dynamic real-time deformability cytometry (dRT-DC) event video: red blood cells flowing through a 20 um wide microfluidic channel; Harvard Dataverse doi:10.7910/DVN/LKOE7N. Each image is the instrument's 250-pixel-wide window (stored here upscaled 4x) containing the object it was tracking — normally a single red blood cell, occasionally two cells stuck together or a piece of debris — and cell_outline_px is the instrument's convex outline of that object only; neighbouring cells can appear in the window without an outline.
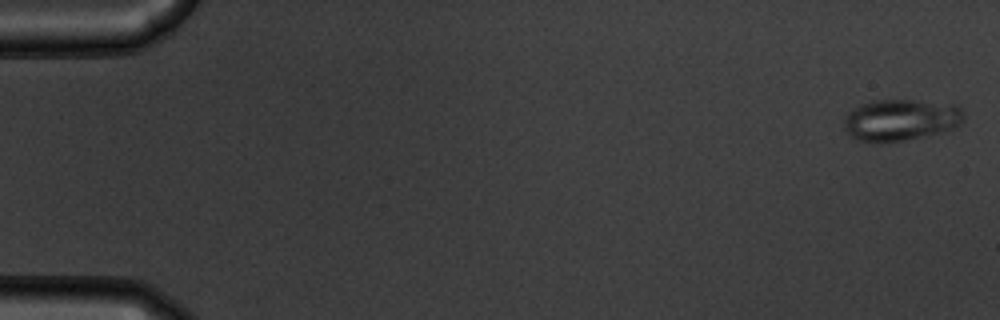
{"species": "common noctule bat (a hibernating species)", "species_latin": "Nyctalus noctula", "temperature_condition": "warm", "stored_images_in_passage": 55, "camera_frame_rate_fps": 3000, "um_per_image_px": 0.085, "animal": {"sex": "male", "body_mass_g": 19.5, "forearm_length_mm": 54.6}, "frame": {"image": 1, "passage_image": 1, "time_ms": 0.0, "image_size_px": [1000, 320], "cell_outline_px": [[964, 120], [960, 124], [952, 128], [940, 132], [904, 140], [880, 144], [856, 140], [844, 128], [844, 116], [848, 112], [860, 104], [876, 100], [912, 100], [960, 104], [964, 116]], "centroid_in_image_um": [76.55, 10.19], "position_along_channel_um": 8.4, "area_um2": 29.3}}
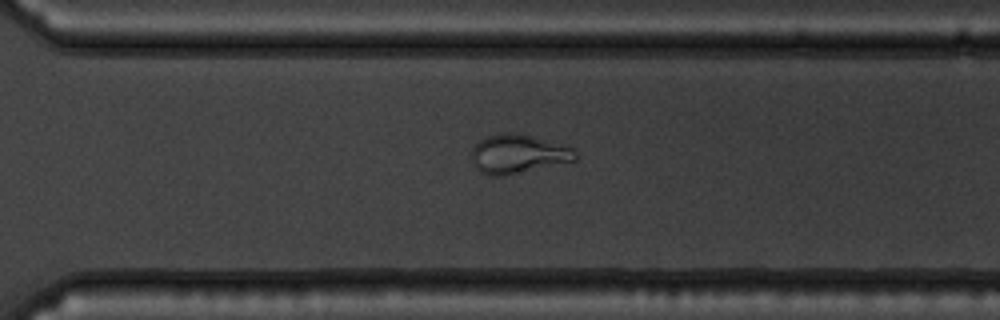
{"frame": {"image": 2, "passage_image": 39, "time_ms": 12.667, "image_size_px": [1000, 320], "cell_outline_px": [[576, 160], [504, 176], [492, 176], [480, 172], [472, 164], [472, 148], [480, 140], [488, 136], [500, 132], [516, 132], [568, 144], [576, 152]], "centroid_in_image_um": [44.05, 13.07], "position_along_channel_um": 326.6, "area_um2": 23.87}}
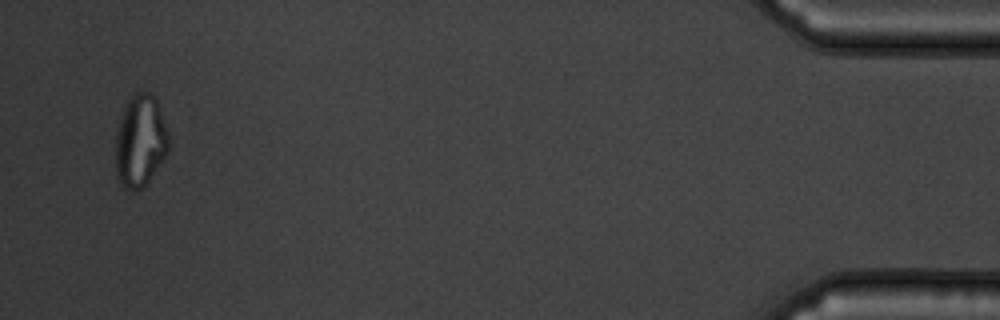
{"frame": {"image": 3, "passage_image": 53, "time_ms": 17.333, "image_size_px": [1000, 320], "cell_outline_px": [[168, 152], [148, 180], [140, 188], [132, 192], [120, 184], [116, 176], [116, 132], [120, 116], [124, 104], [136, 92], [152, 92], [156, 96], [168, 132]], "centroid_in_image_um": [11.91, 11.94], "position_along_channel_um": 423.3, "area_um2": 28.61}}